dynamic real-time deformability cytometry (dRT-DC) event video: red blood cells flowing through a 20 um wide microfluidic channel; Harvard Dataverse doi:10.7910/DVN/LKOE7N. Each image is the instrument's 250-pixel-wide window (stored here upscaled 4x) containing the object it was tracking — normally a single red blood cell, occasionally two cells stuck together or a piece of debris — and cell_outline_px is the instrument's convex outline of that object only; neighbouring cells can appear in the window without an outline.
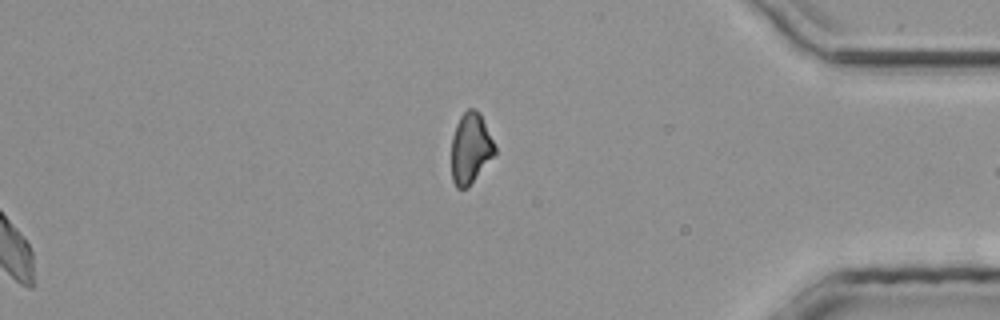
{"species": "common noctule bat (a hibernating species)", "species_latin": "Nyctalus noctula", "temperature_condition": "room temperature", "stored_images_in_passage": 26, "segment_of_instrument_passage": [2, 2], "camera_frame_rate_fps": 3000, "um_per_image_px": 0.085, "animal": {"sex": "male", "body_mass_g": 20.4}, "frame": {"image": 1, "passage_image": 26, "time_ms": 8.333, "image_size_px": [1000, 320], "cell_outline_px": [[496, 152], [468, 188], [456, 188], [452, 180], [452, 136], [456, 124], [460, 116], [468, 108], [476, 108], [480, 112], [496, 148]], "centroid_in_image_um": [39.99, 12.59], "position_along_channel_um": 395.2, "area_um2": 17.86}}